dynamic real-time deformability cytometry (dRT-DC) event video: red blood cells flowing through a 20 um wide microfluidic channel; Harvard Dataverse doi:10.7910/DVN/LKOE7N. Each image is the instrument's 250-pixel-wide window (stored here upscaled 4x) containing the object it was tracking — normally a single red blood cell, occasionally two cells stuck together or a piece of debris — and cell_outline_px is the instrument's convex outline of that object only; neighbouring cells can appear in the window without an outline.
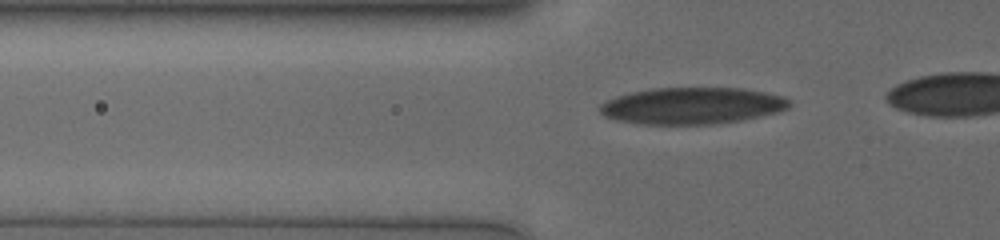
{"species": "human", "species_latin": "Homo sapiens", "temperature_condition": "cold", "stored_images_in_passage": 18, "camera_frame_rate_fps": 3000, "um_per_image_px": 0.085, "donor": {"sex": "male"}, "frame": {"image": 1, "passage_image": 8, "time_ms": 2.0, "image_size_px": [1000, 240], "cell_outline_px": [[792, 104], [788, 108], [780, 112], [740, 120], [708, 124], [644, 124], [620, 120], [608, 116], [600, 112], [600, 104], [604, 100], [628, 92], [652, 88], [744, 88], [784, 96]], "centroid_in_image_um": [58.85, 8.97], "position_along_channel_um": 67.0, "area_um2": 40.4}}
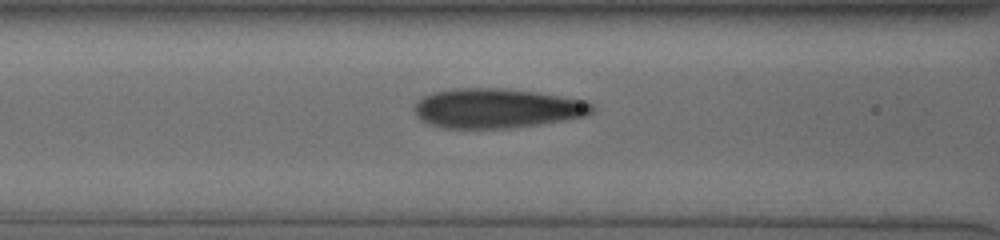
{"frame": {"image": 2, "passage_image": 14, "time_ms": 3.667, "image_size_px": [1000, 240], "cell_outline_px": [[592, 112], [584, 116], [536, 124], [508, 128], [444, 128], [432, 124], [424, 120], [412, 108], [416, 100], [432, 92], [456, 88], [504, 88], [536, 92], [584, 100], [592, 104]], "centroid_in_image_um": [42.19, 9.19], "position_along_channel_um": 124.4, "area_um2": 40.52}}